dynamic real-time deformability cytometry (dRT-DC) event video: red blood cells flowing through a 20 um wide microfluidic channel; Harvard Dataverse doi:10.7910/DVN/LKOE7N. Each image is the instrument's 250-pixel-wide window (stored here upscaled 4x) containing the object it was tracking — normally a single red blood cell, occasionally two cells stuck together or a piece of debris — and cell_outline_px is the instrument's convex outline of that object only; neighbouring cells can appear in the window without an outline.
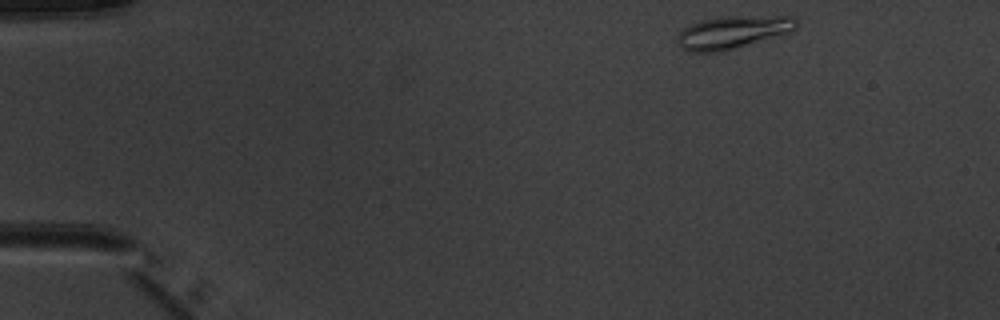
{"species": "common noctule bat (a hibernating species)", "species_latin": "Nyctalus noctula", "temperature_condition": "warm", "stored_images_in_passage": 5, "camera_frame_rate_fps": 3000, "um_per_image_px": 0.085, "animal": {"sex": "male", "body_mass_g": 20.1, "forearm_length_mm": 53.5}, "frame": {"image": 1, "passage_image": 1, "time_ms": 0.0, "image_size_px": [1000, 320], "cell_outline_px": [[796, 28], [788, 32], [720, 52], [688, 52], [680, 48], [676, 40], [676, 36], [688, 24], [700, 20], [720, 16], [792, 16], [796, 20]], "centroid_in_image_um": [62.18, 2.73], "position_along_channel_um": 22.8, "area_um2": 22.6}}
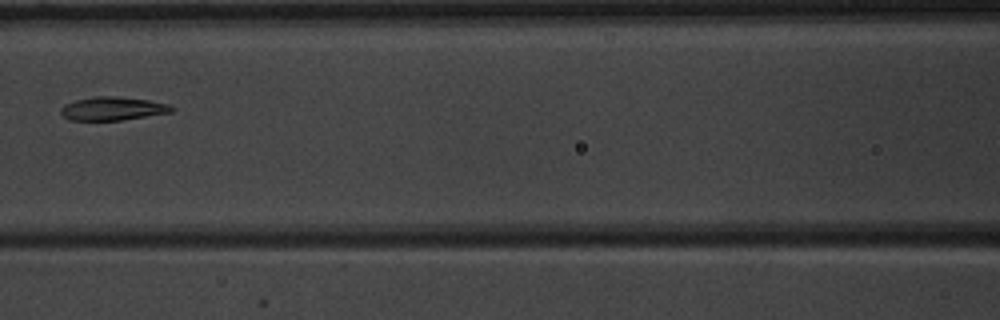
{"frame": {"image": 2, "passage_image": 5, "time_ms": 5.667, "image_size_px": [1000, 320], "cell_outline_px": [[176, 108], [172, 112], [120, 120], [72, 120], [64, 116], [60, 112], [60, 108], [64, 104], [76, 100], [92, 96], [116, 96], [148, 100], [168, 104]], "centroid_in_image_um": [9.57, 9.22], "position_along_channel_um": 157.0, "area_um2": 15.09}}